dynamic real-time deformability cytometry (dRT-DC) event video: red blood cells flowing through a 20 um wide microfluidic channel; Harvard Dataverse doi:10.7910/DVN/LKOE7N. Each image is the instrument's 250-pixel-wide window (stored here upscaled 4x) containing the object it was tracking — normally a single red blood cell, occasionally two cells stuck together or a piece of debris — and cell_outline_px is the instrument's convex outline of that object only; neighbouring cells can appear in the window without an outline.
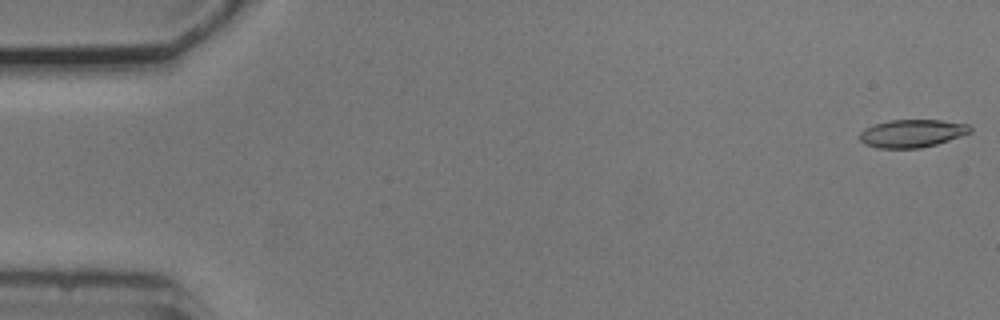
{"species": "common noctule bat (a hibernating species)", "species_latin": "Nyctalus noctula", "temperature_condition": "cold", "stored_images_in_passage": 55, "camera_frame_rate_fps": 3000, "um_per_image_px": 0.085, "animal": {"sex": "male", "body_mass_g": 20.5, "forearm_length_mm": 52.5}, "frame": {"image": 1, "passage_image": 2, "time_ms": 0.333, "image_size_px": [1000, 320], "cell_outline_px": [[964, 132], [944, 140], [932, 144], [908, 148], [892, 148], [872, 144], [864, 140], [872, 128], [880, 124], [900, 120], [932, 120], [956, 124]], "centroid_in_image_um": [77.48, 11.34], "position_along_channel_um": 7.5, "area_um2": 14.74}}
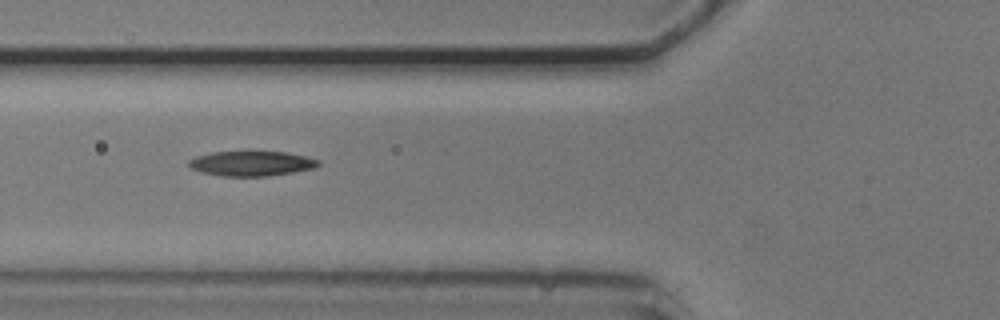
{"frame": {"image": 2, "passage_image": 21, "time_ms": 6.667, "image_size_px": [1000, 320], "cell_outline_px": [[316, 164], [304, 168], [284, 172], [252, 176], [244, 176], [212, 172], [200, 168], [192, 164], [196, 160], [208, 156], [224, 152], [276, 152], [296, 156], [312, 160]], "centroid_in_image_um": [21.43, 13.87], "position_along_channel_um": 104.4, "area_um2": 15.43}}
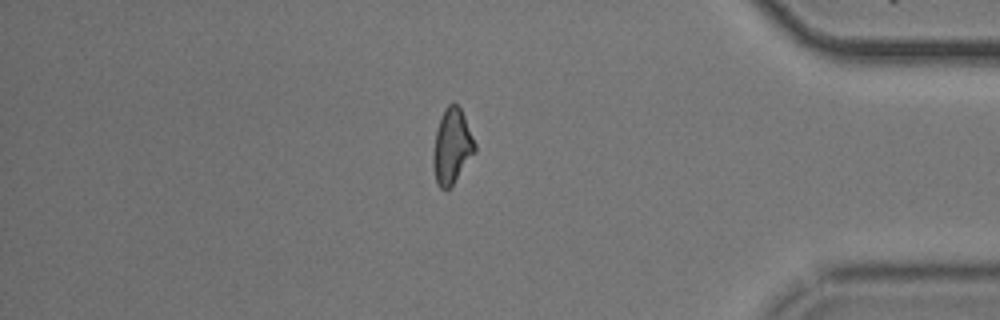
{"frame": {"image": 3, "passage_image": 47, "time_ms": 15.333, "image_size_px": [1000, 320], "cell_outline_px": [[472, 152], [452, 184], [448, 188], [444, 188], [436, 180], [436, 136], [440, 120], [444, 112], [452, 104], [456, 104], [460, 108], [472, 140]], "centroid_in_image_um": [38.41, 12.4], "position_along_channel_um": 396.8, "area_um2": 15.61}, "authors_computed_cell_mechanics": {"area_um2": 15.2014, "velocity_mm_per_s": 3.7285, "shape_relaxation_time_tau1_ms": null, "shape_relaxation_time_tau2_ms": 3.5533, "deformation_change_tau1": null, "deformation_change_tau2": 0.1227}}